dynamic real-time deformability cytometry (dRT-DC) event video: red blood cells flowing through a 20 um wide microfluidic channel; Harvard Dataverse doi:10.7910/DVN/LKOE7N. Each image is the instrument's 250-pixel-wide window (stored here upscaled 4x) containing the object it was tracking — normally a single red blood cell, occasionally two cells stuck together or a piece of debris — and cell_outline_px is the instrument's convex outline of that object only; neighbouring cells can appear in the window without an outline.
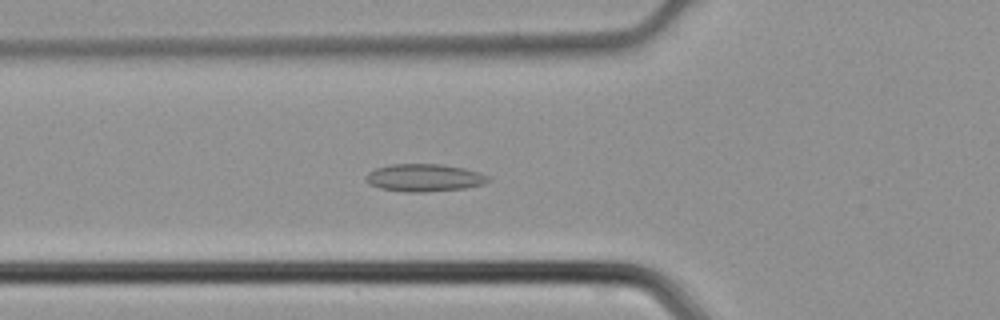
{"species": "common noctule bat (a hibernating species)", "species_latin": "Nyctalus noctula", "temperature_condition": "cold", "stored_images_in_passage": 36, "camera_frame_rate_fps": 3000, "um_per_image_px": 0.085, "animal": {"sex": "male", "body_mass_g": 21.5, "forearm_length_mm": 52.0}, "frame": {"image": 1, "passage_image": 7, "time_ms": 2.0, "image_size_px": [1000, 320], "cell_outline_px": [[488, 180], [484, 184], [464, 188], [428, 192], [408, 192], [380, 188], [368, 184], [364, 180], [364, 176], [368, 172], [376, 168], [388, 164], [440, 164], [464, 168], [480, 172], [488, 176]], "centroid_in_image_um": [36.01, 15.1], "position_along_channel_um": 89.8, "area_um2": 19.77}}
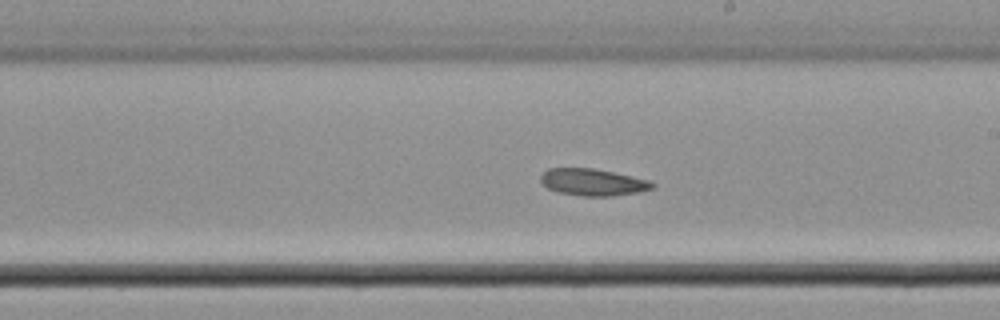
{"frame": {"image": 2, "passage_image": 17, "time_ms": 5.333, "image_size_px": [1000, 320], "cell_outline_px": [[656, 188], [640, 192], [612, 196], [584, 196], [556, 192], [548, 188], [540, 180], [540, 176], [548, 168], [592, 168], [612, 172], [648, 180], [656, 184]], "centroid_in_image_um": [50.41, 15.49], "position_along_channel_um": 238.6, "area_um2": 17.51}}
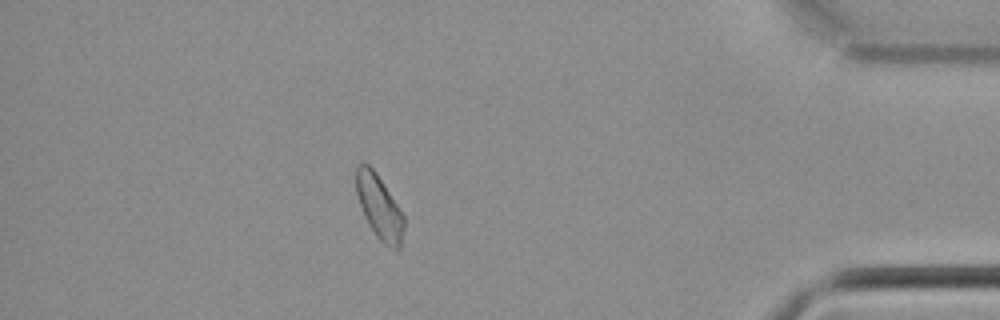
{"frame": {"image": 3, "passage_image": 31, "time_ms": 10.0, "image_size_px": [1000, 320], "cell_outline_px": [[404, 228], [400, 248], [396, 252], [384, 244], [376, 236], [364, 216], [356, 192], [356, 164], [368, 164], [376, 172], [404, 216]], "centroid_in_image_um": [32.24, 17.63], "position_along_channel_um": 403.0, "area_um2": 17.69}}